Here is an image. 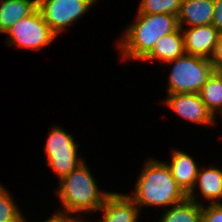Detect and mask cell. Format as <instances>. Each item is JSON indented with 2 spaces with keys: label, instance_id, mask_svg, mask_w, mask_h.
<instances>
[{
  "label": "cell",
  "instance_id": "cell-1",
  "mask_svg": "<svg viewBox=\"0 0 222 222\" xmlns=\"http://www.w3.org/2000/svg\"><path fill=\"white\" fill-rule=\"evenodd\" d=\"M86 165L83 161L67 176L58 180L60 183L56 192L64 209L52 215L67 222H83L75 214L96 212L102 207L111 192L99 190L96 180Z\"/></svg>",
  "mask_w": 222,
  "mask_h": 222
},
{
  "label": "cell",
  "instance_id": "cell-2",
  "mask_svg": "<svg viewBox=\"0 0 222 222\" xmlns=\"http://www.w3.org/2000/svg\"><path fill=\"white\" fill-rule=\"evenodd\" d=\"M128 196L139 210L143 206H167L168 208L187 197L176 184L166 161L152 158L145 163L137 179L134 194Z\"/></svg>",
  "mask_w": 222,
  "mask_h": 222
},
{
  "label": "cell",
  "instance_id": "cell-3",
  "mask_svg": "<svg viewBox=\"0 0 222 222\" xmlns=\"http://www.w3.org/2000/svg\"><path fill=\"white\" fill-rule=\"evenodd\" d=\"M178 27L176 15L137 13L136 20L117 40L123 59L141 61L152 50L159 38L174 32Z\"/></svg>",
  "mask_w": 222,
  "mask_h": 222
},
{
  "label": "cell",
  "instance_id": "cell-4",
  "mask_svg": "<svg viewBox=\"0 0 222 222\" xmlns=\"http://www.w3.org/2000/svg\"><path fill=\"white\" fill-rule=\"evenodd\" d=\"M166 63L172 64L167 94L199 93L215 71L209 59L188 54Z\"/></svg>",
  "mask_w": 222,
  "mask_h": 222
},
{
  "label": "cell",
  "instance_id": "cell-5",
  "mask_svg": "<svg viewBox=\"0 0 222 222\" xmlns=\"http://www.w3.org/2000/svg\"><path fill=\"white\" fill-rule=\"evenodd\" d=\"M4 34L8 37V46L30 50L47 47L58 37L44 21L38 8L18 20Z\"/></svg>",
  "mask_w": 222,
  "mask_h": 222
},
{
  "label": "cell",
  "instance_id": "cell-6",
  "mask_svg": "<svg viewBox=\"0 0 222 222\" xmlns=\"http://www.w3.org/2000/svg\"><path fill=\"white\" fill-rule=\"evenodd\" d=\"M48 139L44 151L48 157L47 166L54 170L56 177L60 180L67 176L84 159L78 158L77 147L74 137L68 134L60 126H53L48 133Z\"/></svg>",
  "mask_w": 222,
  "mask_h": 222
},
{
  "label": "cell",
  "instance_id": "cell-7",
  "mask_svg": "<svg viewBox=\"0 0 222 222\" xmlns=\"http://www.w3.org/2000/svg\"><path fill=\"white\" fill-rule=\"evenodd\" d=\"M97 0H37L44 21L58 36L64 29L76 23Z\"/></svg>",
  "mask_w": 222,
  "mask_h": 222
},
{
  "label": "cell",
  "instance_id": "cell-8",
  "mask_svg": "<svg viewBox=\"0 0 222 222\" xmlns=\"http://www.w3.org/2000/svg\"><path fill=\"white\" fill-rule=\"evenodd\" d=\"M164 101L168 108L189 122L198 125H213L216 122L199 93L168 94Z\"/></svg>",
  "mask_w": 222,
  "mask_h": 222
},
{
  "label": "cell",
  "instance_id": "cell-9",
  "mask_svg": "<svg viewBox=\"0 0 222 222\" xmlns=\"http://www.w3.org/2000/svg\"><path fill=\"white\" fill-rule=\"evenodd\" d=\"M186 28H181L185 54L210 60L220 36L217 28L212 24Z\"/></svg>",
  "mask_w": 222,
  "mask_h": 222
},
{
  "label": "cell",
  "instance_id": "cell-10",
  "mask_svg": "<svg viewBox=\"0 0 222 222\" xmlns=\"http://www.w3.org/2000/svg\"><path fill=\"white\" fill-rule=\"evenodd\" d=\"M98 211L102 212L103 216L98 222H137L141 214L128 193L115 192L106 197Z\"/></svg>",
  "mask_w": 222,
  "mask_h": 222
},
{
  "label": "cell",
  "instance_id": "cell-11",
  "mask_svg": "<svg viewBox=\"0 0 222 222\" xmlns=\"http://www.w3.org/2000/svg\"><path fill=\"white\" fill-rule=\"evenodd\" d=\"M169 166L178 187L187 196L194 188L199 168L192 156L181 150H173Z\"/></svg>",
  "mask_w": 222,
  "mask_h": 222
},
{
  "label": "cell",
  "instance_id": "cell-12",
  "mask_svg": "<svg viewBox=\"0 0 222 222\" xmlns=\"http://www.w3.org/2000/svg\"><path fill=\"white\" fill-rule=\"evenodd\" d=\"M213 10L214 0H182L177 15L178 26L190 28L212 24Z\"/></svg>",
  "mask_w": 222,
  "mask_h": 222
},
{
  "label": "cell",
  "instance_id": "cell-13",
  "mask_svg": "<svg viewBox=\"0 0 222 222\" xmlns=\"http://www.w3.org/2000/svg\"><path fill=\"white\" fill-rule=\"evenodd\" d=\"M198 187L200 189L201 195L210 200V204L221 203L222 199V170L219 168H205L199 169L198 175L196 177V182L192 191L187 195V198L201 204L195 196V189Z\"/></svg>",
  "mask_w": 222,
  "mask_h": 222
},
{
  "label": "cell",
  "instance_id": "cell-14",
  "mask_svg": "<svg viewBox=\"0 0 222 222\" xmlns=\"http://www.w3.org/2000/svg\"><path fill=\"white\" fill-rule=\"evenodd\" d=\"M185 54L184 37L180 27L158 39L152 50L141 61L168 62Z\"/></svg>",
  "mask_w": 222,
  "mask_h": 222
},
{
  "label": "cell",
  "instance_id": "cell-15",
  "mask_svg": "<svg viewBox=\"0 0 222 222\" xmlns=\"http://www.w3.org/2000/svg\"><path fill=\"white\" fill-rule=\"evenodd\" d=\"M37 8V0H1L0 33L4 34L18 20L28 16Z\"/></svg>",
  "mask_w": 222,
  "mask_h": 222
},
{
  "label": "cell",
  "instance_id": "cell-16",
  "mask_svg": "<svg viewBox=\"0 0 222 222\" xmlns=\"http://www.w3.org/2000/svg\"><path fill=\"white\" fill-rule=\"evenodd\" d=\"M202 205L185 198L165 210L159 222H200Z\"/></svg>",
  "mask_w": 222,
  "mask_h": 222
},
{
  "label": "cell",
  "instance_id": "cell-17",
  "mask_svg": "<svg viewBox=\"0 0 222 222\" xmlns=\"http://www.w3.org/2000/svg\"><path fill=\"white\" fill-rule=\"evenodd\" d=\"M199 95L215 118L217 113L222 117V72L214 71L201 88Z\"/></svg>",
  "mask_w": 222,
  "mask_h": 222
},
{
  "label": "cell",
  "instance_id": "cell-18",
  "mask_svg": "<svg viewBox=\"0 0 222 222\" xmlns=\"http://www.w3.org/2000/svg\"><path fill=\"white\" fill-rule=\"evenodd\" d=\"M137 13L178 15L182 0H140Z\"/></svg>",
  "mask_w": 222,
  "mask_h": 222
},
{
  "label": "cell",
  "instance_id": "cell-19",
  "mask_svg": "<svg viewBox=\"0 0 222 222\" xmlns=\"http://www.w3.org/2000/svg\"><path fill=\"white\" fill-rule=\"evenodd\" d=\"M11 196L9 191L0 185V222H23L24 215Z\"/></svg>",
  "mask_w": 222,
  "mask_h": 222
},
{
  "label": "cell",
  "instance_id": "cell-20",
  "mask_svg": "<svg viewBox=\"0 0 222 222\" xmlns=\"http://www.w3.org/2000/svg\"><path fill=\"white\" fill-rule=\"evenodd\" d=\"M200 222H222V202L216 204L208 203L207 206L202 204Z\"/></svg>",
  "mask_w": 222,
  "mask_h": 222
},
{
  "label": "cell",
  "instance_id": "cell-21",
  "mask_svg": "<svg viewBox=\"0 0 222 222\" xmlns=\"http://www.w3.org/2000/svg\"><path fill=\"white\" fill-rule=\"evenodd\" d=\"M214 70L217 72H222V34H220L217 44L214 48L213 54L210 58Z\"/></svg>",
  "mask_w": 222,
  "mask_h": 222
},
{
  "label": "cell",
  "instance_id": "cell-22",
  "mask_svg": "<svg viewBox=\"0 0 222 222\" xmlns=\"http://www.w3.org/2000/svg\"><path fill=\"white\" fill-rule=\"evenodd\" d=\"M212 25L222 34V0H214Z\"/></svg>",
  "mask_w": 222,
  "mask_h": 222
},
{
  "label": "cell",
  "instance_id": "cell-23",
  "mask_svg": "<svg viewBox=\"0 0 222 222\" xmlns=\"http://www.w3.org/2000/svg\"><path fill=\"white\" fill-rule=\"evenodd\" d=\"M23 222H27V220H24ZM43 222H67V221H65L57 216L52 215Z\"/></svg>",
  "mask_w": 222,
  "mask_h": 222
}]
</instances>
